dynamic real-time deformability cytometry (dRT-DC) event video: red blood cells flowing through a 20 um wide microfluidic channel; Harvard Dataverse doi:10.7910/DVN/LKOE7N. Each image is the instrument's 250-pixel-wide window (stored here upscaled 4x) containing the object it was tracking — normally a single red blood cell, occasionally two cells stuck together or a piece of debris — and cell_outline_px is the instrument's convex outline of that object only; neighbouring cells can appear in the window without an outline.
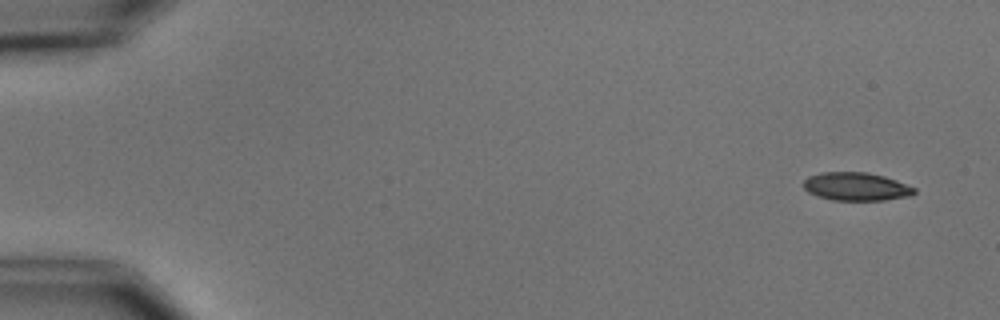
{"species": "common noctule bat (a hibernating species)", "species_latin": "Nyctalus noctula", "temperature_condition": "cold", "stored_images_in_passage": 6, "segment_of_instrument_passage": [1, 2], "camera_frame_rate_fps": 3000, "um_per_image_px": 0.085, "animal": {"sex": "male", "body_mass_g": 15.6}, "frame": {"image": 1, "passage_image": 1, "time_ms": 0.0, "image_size_px": [1000, 320], "cell_outline_px": [[916, 192], [908, 196], [884, 200], [832, 200], [816, 196], [808, 192], [804, 188], [804, 180], [808, 176], [820, 172], [868, 172], [884, 176], [896, 180], [916, 188]], "centroid_in_image_um": [72.75, 15.85], "position_along_channel_um": 12.2, "area_um2": 18.26}}
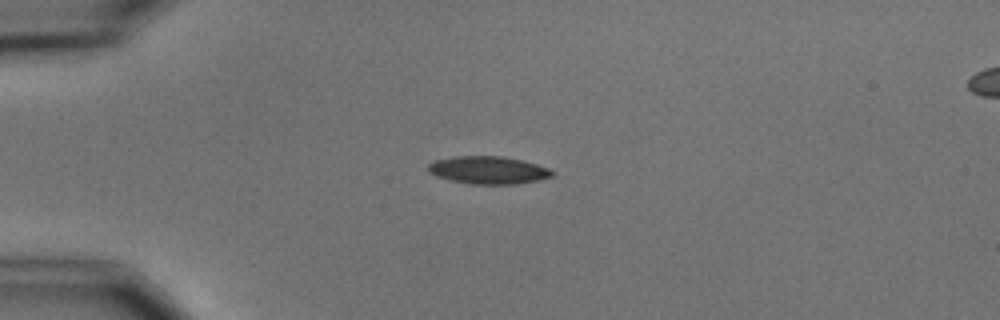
{"frame": {"image": 2, "passage_image": 4, "time_ms": 3.667, "image_size_px": [1000, 320], "cell_outline_px": [[556, 172], [552, 176], [536, 180], [516, 184], [468, 184], [436, 176], [428, 172], [428, 164], [432, 160], [452, 156], [500, 156], [520, 160], [536, 164], [548, 168]], "centroid_in_image_um": [41.45, 14.45], "position_along_channel_um": 43.5, "area_um2": 20.0}}